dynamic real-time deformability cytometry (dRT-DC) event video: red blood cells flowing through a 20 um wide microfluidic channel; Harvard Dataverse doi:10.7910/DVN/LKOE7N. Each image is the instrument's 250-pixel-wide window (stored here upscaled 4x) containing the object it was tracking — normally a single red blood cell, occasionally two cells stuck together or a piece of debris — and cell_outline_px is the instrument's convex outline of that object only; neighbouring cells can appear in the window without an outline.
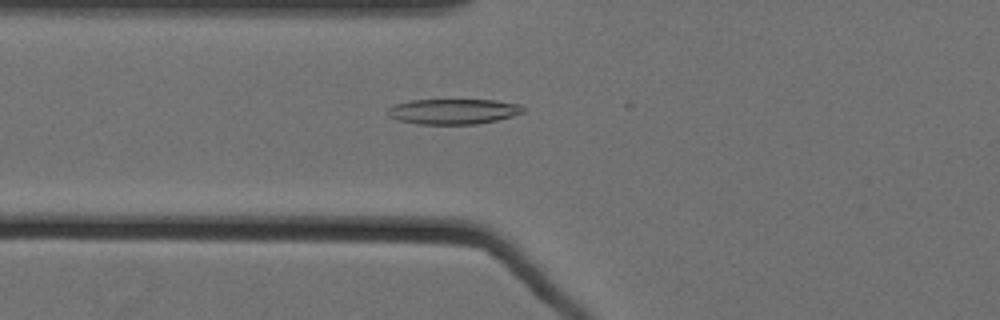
{"species": "Egyptian fruit bat (a non-hibernating species)", "species_latin": "Rousettus aegyptiacus", "temperature_condition": "cold", "stored_images_in_passage": 14, "camera_frame_rate_fps": 3000, "um_per_image_px": 0.085, "animal": {"sex": "female"}, "frame": {"image": 1, "passage_image": 13, "time_ms": 4.0, "image_size_px": [1000, 320], "cell_outline_px": [[524, 112], [512, 116], [496, 120], [476, 124], [416, 124], [400, 120], [388, 116], [384, 112], [392, 104], [412, 100], [496, 100], [524, 104]], "centroid_in_image_um": [38.52, 9.46], "position_along_channel_um": 87.3, "area_um2": 20.23}}